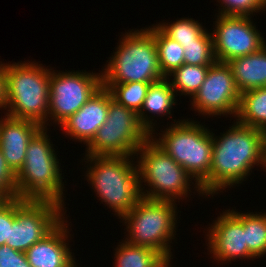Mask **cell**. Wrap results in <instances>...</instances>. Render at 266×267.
<instances>
[{"label":"cell","mask_w":266,"mask_h":267,"mask_svg":"<svg viewBox=\"0 0 266 267\" xmlns=\"http://www.w3.org/2000/svg\"><path fill=\"white\" fill-rule=\"evenodd\" d=\"M212 135L209 195L242 183L256 164L264 168V131L234 122L219 139Z\"/></svg>","instance_id":"6da1fadb"},{"label":"cell","mask_w":266,"mask_h":267,"mask_svg":"<svg viewBox=\"0 0 266 267\" xmlns=\"http://www.w3.org/2000/svg\"><path fill=\"white\" fill-rule=\"evenodd\" d=\"M183 119L172 123L159 138H151L194 179L198 194L209 196L213 135L197 121ZM159 139V140H158Z\"/></svg>","instance_id":"7a4b0ae2"},{"label":"cell","mask_w":266,"mask_h":267,"mask_svg":"<svg viewBox=\"0 0 266 267\" xmlns=\"http://www.w3.org/2000/svg\"><path fill=\"white\" fill-rule=\"evenodd\" d=\"M6 64L5 115L26 119L47 128L49 109L50 70L37 62Z\"/></svg>","instance_id":"3957f363"},{"label":"cell","mask_w":266,"mask_h":267,"mask_svg":"<svg viewBox=\"0 0 266 267\" xmlns=\"http://www.w3.org/2000/svg\"><path fill=\"white\" fill-rule=\"evenodd\" d=\"M47 129L42 127L28 143L24 165L16 174L17 197L52 200L63 205L64 178Z\"/></svg>","instance_id":"277c9868"},{"label":"cell","mask_w":266,"mask_h":267,"mask_svg":"<svg viewBox=\"0 0 266 267\" xmlns=\"http://www.w3.org/2000/svg\"><path fill=\"white\" fill-rule=\"evenodd\" d=\"M130 157L85 154V159L93 165L88 167L87 180L94 186L100 200L119 218L126 215L142 198L138 166H134Z\"/></svg>","instance_id":"5b68a950"},{"label":"cell","mask_w":266,"mask_h":267,"mask_svg":"<svg viewBox=\"0 0 266 267\" xmlns=\"http://www.w3.org/2000/svg\"><path fill=\"white\" fill-rule=\"evenodd\" d=\"M121 40L101 74L102 83H155L165 78L154 36L147 28L126 32Z\"/></svg>","instance_id":"8992f818"},{"label":"cell","mask_w":266,"mask_h":267,"mask_svg":"<svg viewBox=\"0 0 266 267\" xmlns=\"http://www.w3.org/2000/svg\"><path fill=\"white\" fill-rule=\"evenodd\" d=\"M175 204V201L142 197L126 215L120 218L124 220L125 225L127 223L125 229L129 233L127 235L129 239L126 237L125 242L154 249L165 258L172 257L169 242L176 233Z\"/></svg>","instance_id":"52a82bcc"},{"label":"cell","mask_w":266,"mask_h":267,"mask_svg":"<svg viewBox=\"0 0 266 267\" xmlns=\"http://www.w3.org/2000/svg\"><path fill=\"white\" fill-rule=\"evenodd\" d=\"M136 154L140 157L136 162H138L142 197L170 201L187 197L188 192L191 191L190 181L195 179H192L193 177L151 137L137 150ZM142 182L147 183L151 188L148 189L149 191L146 189L147 193L143 191L145 187L142 188Z\"/></svg>","instance_id":"ba28073f"},{"label":"cell","mask_w":266,"mask_h":267,"mask_svg":"<svg viewBox=\"0 0 266 267\" xmlns=\"http://www.w3.org/2000/svg\"><path fill=\"white\" fill-rule=\"evenodd\" d=\"M151 137L138 114L112 98L109 91L108 115L87 145L90 156H132Z\"/></svg>","instance_id":"9c48e42d"},{"label":"cell","mask_w":266,"mask_h":267,"mask_svg":"<svg viewBox=\"0 0 266 267\" xmlns=\"http://www.w3.org/2000/svg\"><path fill=\"white\" fill-rule=\"evenodd\" d=\"M63 206L52 200L15 198V219L6 244L14 250L26 252L64 219Z\"/></svg>","instance_id":"30bf717a"},{"label":"cell","mask_w":266,"mask_h":267,"mask_svg":"<svg viewBox=\"0 0 266 267\" xmlns=\"http://www.w3.org/2000/svg\"><path fill=\"white\" fill-rule=\"evenodd\" d=\"M54 71H50L48 117L61 125L102 86V73Z\"/></svg>","instance_id":"8fae6325"},{"label":"cell","mask_w":266,"mask_h":267,"mask_svg":"<svg viewBox=\"0 0 266 267\" xmlns=\"http://www.w3.org/2000/svg\"><path fill=\"white\" fill-rule=\"evenodd\" d=\"M213 30V51L217 62L260 51L266 42L250 17L217 15Z\"/></svg>","instance_id":"7c38bea8"},{"label":"cell","mask_w":266,"mask_h":267,"mask_svg":"<svg viewBox=\"0 0 266 267\" xmlns=\"http://www.w3.org/2000/svg\"><path fill=\"white\" fill-rule=\"evenodd\" d=\"M240 95L231 67L216 61L209 67L203 84L191 98V104L195 111L203 115L233 114L235 118Z\"/></svg>","instance_id":"4fadbf2b"},{"label":"cell","mask_w":266,"mask_h":267,"mask_svg":"<svg viewBox=\"0 0 266 267\" xmlns=\"http://www.w3.org/2000/svg\"><path fill=\"white\" fill-rule=\"evenodd\" d=\"M212 224L207 232V246L215 260L231 262L237 258H255L246 246L243 213L227 210Z\"/></svg>","instance_id":"5bb4252c"},{"label":"cell","mask_w":266,"mask_h":267,"mask_svg":"<svg viewBox=\"0 0 266 267\" xmlns=\"http://www.w3.org/2000/svg\"><path fill=\"white\" fill-rule=\"evenodd\" d=\"M109 107V90L101 86L91 98L60 127L71 139H78L86 146L92 141L97 130L106 121Z\"/></svg>","instance_id":"9a60e30c"},{"label":"cell","mask_w":266,"mask_h":267,"mask_svg":"<svg viewBox=\"0 0 266 267\" xmlns=\"http://www.w3.org/2000/svg\"><path fill=\"white\" fill-rule=\"evenodd\" d=\"M4 117L0 119V148L8 166L17 174L24 165L29 141L42 126L31 120Z\"/></svg>","instance_id":"2e32d148"},{"label":"cell","mask_w":266,"mask_h":267,"mask_svg":"<svg viewBox=\"0 0 266 267\" xmlns=\"http://www.w3.org/2000/svg\"><path fill=\"white\" fill-rule=\"evenodd\" d=\"M64 220L65 217L48 235L25 252L32 267H71L75 263L66 243L69 231L68 221Z\"/></svg>","instance_id":"e0dca14e"},{"label":"cell","mask_w":266,"mask_h":267,"mask_svg":"<svg viewBox=\"0 0 266 267\" xmlns=\"http://www.w3.org/2000/svg\"><path fill=\"white\" fill-rule=\"evenodd\" d=\"M240 93L266 87V45L258 52L227 62Z\"/></svg>","instance_id":"ac0fdd59"},{"label":"cell","mask_w":266,"mask_h":267,"mask_svg":"<svg viewBox=\"0 0 266 267\" xmlns=\"http://www.w3.org/2000/svg\"><path fill=\"white\" fill-rule=\"evenodd\" d=\"M169 79L163 78L160 81L150 84L142 108L138 113L140 123L151 135L154 134L153 131L155 132V122H152L154 119L148 118L145 111L148 110L147 112L159 116L163 115L164 117L166 114L171 115V109L176 104V92L168 81Z\"/></svg>","instance_id":"d6986e66"},{"label":"cell","mask_w":266,"mask_h":267,"mask_svg":"<svg viewBox=\"0 0 266 267\" xmlns=\"http://www.w3.org/2000/svg\"><path fill=\"white\" fill-rule=\"evenodd\" d=\"M235 117L241 125L266 132V87L241 93Z\"/></svg>","instance_id":"ffe728a7"},{"label":"cell","mask_w":266,"mask_h":267,"mask_svg":"<svg viewBox=\"0 0 266 267\" xmlns=\"http://www.w3.org/2000/svg\"><path fill=\"white\" fill-rule=\"evenodd\" d=\"M154 36L159 68L167 78L170 73L184 64V50L177 41L167 37L157 26L147 28Z\"/></svg>","instance_id":"44dd1931"},{"label":"cell","mask_w":266,"mask_h":267,"mask_svg":"<svg viewBox=\"0 0 266 267\" xmlns=\"http://www.w3.org/2000/svg\"><path fill=\"white\" fill-rule=\"evenodd\" d=\"M115 249V267H157L165 258L160 252L125 241Z\"/></svg>","instance_id":"7402d4cb"},{"label":"cell","mask_w":266,"mask_h":267,"mask_svg":"<svg viewBox=\"0 0 266 267\" xmlns=\"http://www.w3.org/2000/svg\"><path fill=\"white\" fill-rule=\"evenodd\" d=\"M211 65H189L183 64L168 75L173 76L170 82L174 91L181 93V95H189L192 98L198 92L203 84L209 67Z\"/></svg>","instance_id":"603a6c76"},{"label":"cell","mask_w":266,"mask_h":267,"mask_svg":"<svg viewBox=\"0 0 266 267\" xmlns=\"http://www.w3.org/2000/svg\"><path fill=\"white\" fill-rule=\"evenodd\" d=\"M150 84L152 83H102V86L110 91L114 100L138 114Z\"/></svg>","instance_id":"cb8c5ba5"},{"label":"cell","mask_w":266,"mask_h":267,"mask_svg":"<svg viewBox=\"0 0 266 267\" xmlns=\"http://www.w3.org/2000/svg\"><path fill=\"white\" fill-rule=\"evenodd\" d=\"M243 228L245 230L246 246L256 257L266 254V213L243 214Z\"/></svg>","instance_id":"d4e9b609"},{"label":"cell","mask_w":266,"mask_h":267,"mask_svg":"<svg viewBox=\"0 0 266 267\" xmlns=\"http://www.w3.org/2000/svg\"><path fill=\"white\" fill-rule=\"evenodd\" d=\"M156 26L169 38L182 44L196 43V40L206 31L198 21L192 18H181L169 24H156Z\"/></svg>","instance_id":"484cf974"},{"label":"cell","mask_w":266,"mask_h":267,"mask_svg":"<svg viewBox=\"0 0 266 267\" xmlns=\"http://www.w3.org/2000/svg\"><path fill=\"white\" fill-rule=\"evenodd\" d=\"M184 63L189 65H213L216 62L212 34L205 31L196 43L182 44Z\"/></svg>","instance_id":"4316f807"},{"label":"cell","mask_w":266,"mask_h":267,"mask_svg":"<svg viewBox=\"0 0 266 267\" xmlns=\"http://www.w3.org/2000/svg\"><path fill=\"white\" fill-rule=\"evenodd\" d=\"M221 8L218 15L224 16H246L250 17L266 8V0H219ZM224 5V6H223Z\"/></svg>","instance_id":"83f0119b"},{"label":"cell","mask_w":266,"mask_h":267,"mask_svg":"<svg viewBox=\"0 0 266 267\" xmlns=\"http://www.w3.org/2000/svg\"><path fill=\"white\" fill-rule=\"evenodd\" d=\"M0 194L5 199L17 198L16 174L8 166L0 148Z\"/></svg>","instance_id":"f1b7e54d"},{"label":"cell","mask_w":266,"mask_h":267,"mask_svg":"<svg viewBox=\"0 0 266 267\" xmlns=\"http://www.w3.org/2000/svg\"><path fill=\"white\" fill-rule=\"evenodd\" d=\"M15 219V198L5 199L0 204V246L9 240L10 227Z\"/></svg>","instance_id":"f546056e"},{"label":"cell","mask_w":266,"mask_h":267,"mask_svg":"<svg viewBox=\"0 0 266 267\" xmlns=\"http://www.w3.org/2000/svg\"><path fill=\"white\" fill-rule=\"evenodd\" d=\"M0 267H32L25 252L10 248L7 244L0 246Z\"/></svg>","instance_id":"4dcf8cb0"},{"label":"cell","mask_w":266,"mask_h":267,"mask_svg":"<svg viewBox=\"0 0 266 267\" xmlns=\"http://www.w3.org/2000/svg\"><path fill=\"white\" fill-rule=\"evenodd\" d=\"M0 108H6V75L4 63L0 64Z\"/></svg>","instance_id":"1f68e13d"},{"label":"cell","mask_w":266,"mask_h":267,"mask_svg":"<svg viewBox=\"0 0 266 267\" xmlns=\"http://www.w3.org/2000/svg\"><path fill=\"white\" fill-rule=\"evenodd\" d=\"M171 259H173V258H171V257H166V258H164V259L159 263V265H158L157 267H168L169 264H171V263H170ZM170 267H171V265H170Z\"/></svg>","instance_id":"d6a6232c"},{"label":"cell","mask_w":266,"mask_h":267,"mask_svg":"<svg viewBox=\"0 0 266 267\" xmlns=\"http://www.w3.org/2000/svg\"><path fill=\"white\" fill-rule=\"evenodd\" d=\"M266 167V132H265V146H264V168Z\"/></svg>","instance_id":"836d02e7"},{"label":"cell","mask_w":266,"mask_h":267,"mask_svg":"<svg viewBox=\"0 0 266 267\" xmlns=\"http://www.w3.org/2000/svg\"><path fill=\"white\" fill-rule=\"evenodd\" d=\"M5 200V198L0 194V204Z\"/></svg>","instance_id":"e575fe53"},{"label":"cell","mask_w":266,"mask_h":267,"mask_svg":"<svg viewBox=\"0 0 266 267\" xmlns=\"http://www.w3.org/2000/svg\"><path fill=\"white\" fill-rule=\"evenodd\" d=\"M71 267H77L76 263H74Z\"/></svg>","instance_id":"d590c367"}]
</instances>
